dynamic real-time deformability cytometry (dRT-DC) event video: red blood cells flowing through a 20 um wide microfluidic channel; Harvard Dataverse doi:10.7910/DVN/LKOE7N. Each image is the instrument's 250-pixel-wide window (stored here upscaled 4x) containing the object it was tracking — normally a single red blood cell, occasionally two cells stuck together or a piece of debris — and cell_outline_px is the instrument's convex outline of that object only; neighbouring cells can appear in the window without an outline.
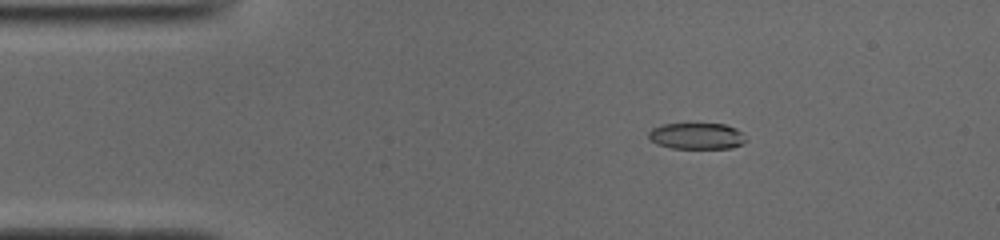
{"species": "common noctule bat (a hibernating species)", "species_latin": "Nyctalus noctula", "temperature_condition": "cold", "stored_images_in_passage": 51, "camera_frame_rate_fps": 3000, "um_per_image_px": 0.085, "animal": {"sex": "male", "body_mass_g": 19.0, "forearm_length_mm": 50.8}, "frame": {"image": 1, "passage_image": 8, "time_ms": 2.333, "image_size_px": [1000, 240], "cell_outline_px": [[748, 140], [744, 144], [732, 148], [672, 148], [656, 144], [648, 136], [648, 132], [652, 128], [664, 124], [724, 124], [736, 128]], "centroid_in_image_um": [59.24, 11.57], "position_along_channel_um": 25.8, "area_um2": 14.91}}
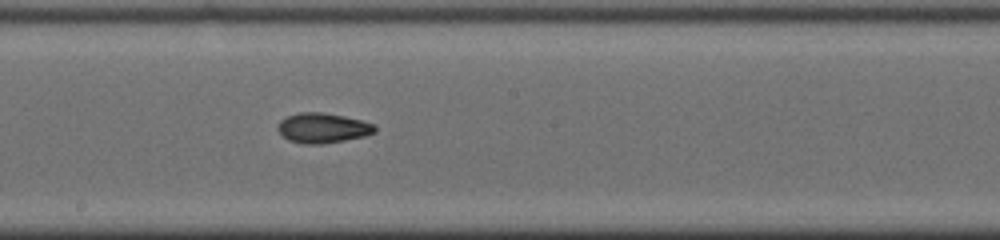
{"frame": {"image": 2, "passage_image": 27, "time_ms": 8.667, "image_size_px": [1000, 240], "cell_outline_px": [[376, 132], [364, 136], [344, 140], [320, 144], [304, 144], [288, 140], [276, 128], [280, 120], [288, 116], [300, 112], [320, 112], [344, 116], [376, 124]], "centroid_in_image_um": [27.44, 10.87], "position_along_channel_um": 220.8, "area_um2": 16.88}}
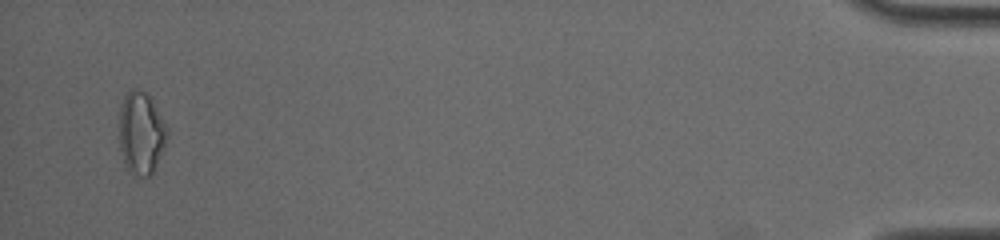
{"frame": {"image": 3, "passage_image": 49, "time_ms": 16.0, "image_size_px": [1000, 240], "cell_outline_px": [[168, 136], [164, 148], [156, 168], [152, 176], [140, 176], [128, 172], [120, 148], [120, 104], [124, 96], [132, 88], [136, 88], [144, 92], [148, 96], [168, 128]], "centroid_in_image_um": [12.0, 11.34], "position_along_channel_um": 423.2, "area_um2": 22.95}, "authors_computed_cell_mechanics": {"area_um2": 16.4152, "velocity_mm_per_s": 3.9463, "shape_relaxation_time_tau1_ms": 4.8204, "shape_relaxation_time_tau2_ms": 3.8131, "deformation_change_tau1": 0.1658, "deformation_change_tau2": 0.0906}}